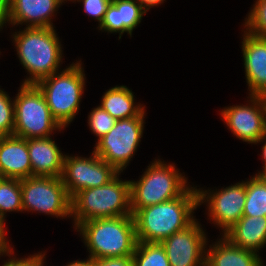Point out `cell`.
I'll list each match as a JSON object with an SVG mask.
<instances>
[{"label":"cell","mask_w":266,"mask_h":266,"mask_svg":"<svg viewBox=\"0 0 266 266\" xmlns=\"http://www.w3.org/2000/svg\"><path fill=\"white\" fill-rule=\"evenodd\" d=\"M199 207L196 187H189L181 196L140 208L134 215L138 242L161 243L172 234L184 230L196 219Z\"/></svg>","instance_id":"1"},{"label":"cell","mask_w":266,"mask_h":266,"mask_svg":"<svg viewBox=\"0 0 266 266\" xmlns=\"http://www.w3.org/2000/svg\"><path fill=\"white\" fill-rule=\"evenodd\" d=\"M14 33L19 61L30 75L21 84H36L58 72L63 50L54 28L25 27Z\"/></svg>","instance_id":"2"},{"label":"cell","mask_w":266,"mask_h":266,"mask_svg":"<svg viewBox=\"0 0 266 266\" xmlns=\"http://www.w3.org/2000/svg\"><path fill=\"white\" fill-rule=\"evenodd\" d=\"M75 230L92 259L132 256L138 242L133 215L88 220Z\"/></svg>","instance_id":"3"},{"label":"cell","mask_w":266,"mask_h":266,"mask_svg":"<svg viewBox=\"0 0 266 266\" xmlns=\"http://www.w3.org/2000/svg\"><path fill=\"white\" fill-rule=\"evenodd\" d=\"M119 175L106 185L83 189L71 198V218L75 228L92 219L133 215L130 180L122 181Z\"/></svg>","instance_id":"4"},{"label":"cell","mask_w":266,"mask_h":266,"mask_svg":"<svg viewBox=\"0 0 266 266\" xmlns=\"http://www.w3.org/2000/svg\"><path fill=\"white\" fill-rule=\"evenodd\" d=\"M80 61L56 72L35 85L42 92L52 116L66 128L79 110L84 93L85 74Z\"/></svg>","instance_id":"5"},{"label":"cell","mask_w":266,"mask_h":266,"mask_svg":"<svg viewBox=\"0 0 266 266\" xmlns=\"http://www.w3.org/2000/svg\"><path fill=\"white\" fill-rule=\"evenodd\" d=\"M174 164L160 159L149 164L137 181H130L131 211L153 206L181 196L190 186ZM188 185V186H187Z\"/></svg>","instance_id":"6"},{"label":"cell","mask_w":266,"mask_h":266,"mask_svg":"<svg viewBox=\"0 0 266 266\" xmlns=\"http://www.w3.org/2000/svg\"><path fill=\"white\" fill-rule=\"evenodd\" d=\"M14 100V136L47 138L64 128L52 116L46 100L35 84H22Z\"/></svg>","instance_id":"7"},{"label":"cell","mask_w":266,"mask_h":266,"mask_svg":"<svg viewBox=\"0 0 266 266\" xmlns=\"http://www.w3.org/2000/svg\"><path fill=\"white\" fill-rule=\"evenodd\" d=\"M144 123V116L117 120L114 127L97 141L93 151L119 173L123 172L138 149Z\"/></svg>","instance_id":"8"},{"label":"cell","mask_w":266,"mask_h":266,"mask_svg":"<svg viewBox=\"0 0 266 266\" xmlns=\"http://www.w3.org/2000/svg\"><path fill=\"white\" fill-rule=\"evenodd\" d=\"M23 211H38L50 216L71 217V198L61 177L31 176L21 179Z\"/></svg>","instance_id":"9"},{"label":"cell","mask_w":266,"mask_h":266,"mask_svg":"<svg viewBox=\"0 0 266 266\" xmlns=\"http://www.w3.org/2000/svg\"><path fill=\"white\" fill-rule=\"evenodd\" d=\"M119 172L92 152L89 158L64 156L61 180L67 194L72 198L83 189L108 184Z\"/></svg>","instance_id":"10"},{"label":"cell","mask_w":266,"mask_h":266,"mask_svg":"<svg viewBox=\"0 0 266 266\" xmlns=\"http://www.w3.org/2000/svg\"><path fill=\"white\" fill-rule=\"evenodd\" d=\"M199 206L207 203L208 217L214 224L222 228L223 234L230 229L242 216L246 201V182L216 189H197Z\"/></svg>","instance_id":"11"},{"label":"cell","mask_w":266,"mask_h":266,"mask_svg":"<svg viewBox=\"0 0 266 266\" xmlns=\"http://www.w3.org/2000/svg\"><path fill=\"white\" fill-rule=\"evenodd\" d=\"M221 117L239 140L256 144L266 134V97L250 95L249 105H232Z\"/></svg>","instance_id":"12"},{"label":"cell","mask_w":266,"mask_h":266,"mask_svg":"<svg viewBox=\"0 0 266 266\" xmlns=\"http://www.w3.org/2000/svg\"><path fill=\"white\" fill-rule=\"evenodd\" d=\"M197 219L161 242L170 266H205L207 239Z\"/></svg>","instance_id":"13"},{"label":"cell","mask_w":266,"mask_h":266,"mask_svg":"<svg viewBox=\"0 0 266 266\" xmlns=\"http://www.w3.org/2000/svg\"><path fill=\"white\" fill-rule=\"evenodd\" d=\"M242 51L249 96L266 97V37L244 31Z\"/></svg>","instance_id":"14"},{"label":"cell","mask_w":266,"mask_h":266,"mask_svg":"<svg viewBox=\"0 0 266 266\" xmlns=\"http://www.w3.org/2000/svg\"><path fill=\"white\" fill-rule=\"evenodd\" d=\"M65 0H10L9 24L54 28L52 16Z\"/></svg>","instance_id":"15"},{"label":"cell","mask_w":266,"mask_h":266,"mask_svg":"<svg viewBox=\"0 0 266 266\" xmlns=\"http://www.w3.org/2000/svg\"><path fill=\"white\" fill-rule=\"evenodd\" d=\"M0 173L5 178L20 180L32 176L27 139L0 137Z\"/></svg>","instance_id":"16"},{"label":"cell","mask_w":266,"mask_h":266,"mask_svg":"<svg viewBox=\"0 0 266 266\" xmlns=\"http://www.w3.org/2000/svg\"><path fill=\"white\" fill-rule=\"evenodd\" d=\"M27 147L32 166V176L61 177L64 156L53 141L47 138H29Z\"/></svg>","instance_id":"17"},{"label":"cell","mask_w":266,"mask_h":266,"mask_svg":"<svg viewBox=\"0 0 266 266\" xmlns=\"http://www.w3.org/2000/svg\"><path fill=\"white\" fill-rule=\"evenodd\" d=\"M146 13L137 0H112L97 28L108 33H119V39L124 32L132 37V31Z\"/></svg>","instance_id":"18"},{"label":"cell","mask_w":266,"mask_h":266,"mask_svg":"<svg viewBox=\"0 0 266 266\" xmlns=\"http://www.w3.org/2000/svg\"><path fill=\"white\" fill-rule=\"evenodd\" d=\"M206 248L205 266H264L258 253L239 248L222 236Z\"/></svg>","instance_id":"19"},{"label":"cell","mask_w":266,"mask_h":266,"mask_svg":"<svg viewBox=\"0 0 266 266\" xmlns=\"http://www.w3.org/2000/svg\"><path fill=\"white\" fill-rule=\"evenodd\" d=\"M223 236L239 248L259 253L266 246V217L242 216Z\"/></svg>","instance_id":"20"},{"label":"cell","mask_w":266,"mask_h":266,"mask_svg":"<svg viewBox=\"0 0 266 266\" xmlns=\"http://www.w3.org/2000/svg\"><path fill=\"white\" fill-rule=\"evenodd\" d=\"M132 90L124 85L115 86L102 95L100 106L116 120L145 116V107L136 104Z\"/></svg>","instance_id":"21"},{"label":"cell","mask_w":266,"mask_h":266,"mask_svg":"<svg viewBox=\"0 0 266 266\" xmlns=\"http://www.w3.org/2000/svg\"><path fill=\"white\" fill-rule=\"evenodd\" d=\"M243 216L266 217V176L255 175L246 181Z\"/></svg>","instance_id":"22"},{"label":"cell","mask_w":266,"mask_h":266,"mask_svg":"<svg viewBox=\"0 0 266 266\" xmlns=\"http://www.w3.org/2000/svg\"><path fill=\"white\" fill-rule=\"evenodd\" d=\"M132 259L134 266H170L161 243L137 242Z\"/></svg>","instance_id":"23"},{"label":"cell","mask_w":266,"mask_h":266,"mask_svg":"<svg viewBox=\"0 0 266 266\" xmlns=\"http://www.w3.org/2000/svg\"><path fill=\"white\" fill-rule=\"evenodd\" d=\"M23 211L21 180L5 178L0 183V216L5 220L6 212Z\"/></svg>","instance_id":"24"},{"label":"cell","mask_w":266,"mask_h":266,"mask_svg":"<svg viewBox=\"0 0 266 266\" xmlns=\"http://www.w3.org/2000/svg\"><path fill=\"white\" fill-rule=\"evenodd\" d=\"M246 33L256 37H266V0H256L246 17Z\"/></svg>","instance_id":"25"},{"label":"cell","mask_w":266,"mask_h":266,"mask_svg":"<svg viewBox=\"0 0 266 266\" xmlns=\"http://www.w3.org/2000/svg\"><path fill=\"white\" fill-rule=\"evenodd\" d=\"M116 121L100 105L94 108L88 115V125L93 134L98 137V140L114 127Z\"/></svg>","instance_id":"26"},{"label":"cell","mask_w":266,"mask_h":266,"mask_svg":"<svg viewBox=\"0 0 266 266\" xmlns=\"http://www.w3.org/2000/svg\"><path fill=\"white\" fill-rule=\"evenodd\" d=\"M14 135V100L0 88V137Z\"/></svg>","instance_id":"27"},{"label":"cell","mask_w":266,"mask_h":266,"mask_svg":"<svg viewBox=\"0 0 266 266\" xmlns=\"http://www.w3.org/2000/svg\"><path fill=\"white\" fill-rule=\"evenodd\" d=\"M76 0H73V2ZM83 3V9L87 15L93 17L101 24L104 15L107 11L108 6L111 4L112 0H77Z\"/></svg>","instance_id":"28"},{"label":"cell","mask_w":266,"mask_h":266,"mask_svg":"<svg viewBox=\"0 0 266 266\" xmlns=\"http://www.w3.org/2000/svg\"><path fill=\"white\" fill-rule=\"evenodd\" d=\"M93 266H134L132 256L93 259Z\"/></svg>","instance_id":"29"},{"label":"cell","mask_w":266,"mask_h":266,"mask_svg":"<svg viewBox=\"0 0 266 266\" xmlns=\"http://www.w3.org/2000/svg\"><path fill=\"white\" fill-rule=\"evenodd\" d=\"M5 220L0 216V257L7 255L11 257L14 254V251L9 246V241L5 237ZM9 254V255H8Z\"/></svg>","instance_id":"30"},{"label":"cell","mask_w":266,"mask_h":266,"mask_svg":"<svg viewBox=\"0 0 266 266\" xmlns=\"http://www.w3.org/2000/svg\"><path fill=\"white\" fill-rule=\"evenodd\" d=\"M2 266H37V254L29 255L26 258L13 257L4 262Z\"/></svg>","instance_id":"31"},{"label":"cell","mask_w":266,"mask_h":266,"mask_svg":"<svg viewBox=\"0 0 266 266\" xmlns=\"http://www.w3.org/2000/svg\"><path fill=\"white\" fill-rule=\"evenodd\" d=\"M10 0H0V29L9 23Z\"/></svg>","instance_id":"32"},{"label":"cell","mask_w":266,"mask_h":266,"mask_svg":"<svg viewBox=\"0 0 266 266\" xmlns=\"http://www.w3.org/2000/svg\"><path fill=\"white\" fill-rule=\"evenodd\" d=\"M264 141H265V143H264ZM259 142H263L264 143V145L262 146V160L264 161V166H263V169H262V171H260V172H258V173H256L255 175H258V176H266V134L260 139V140H258L257 141V144L259 143Z\"/></svg>","instance_id":"33"},{"label":"cell","mask_w":266,"mask_h":266,"mask_svg":"<svg viewBox=\"0 0 266 266\" xmlns=\"http://www.w3.org/2000/svg\"><path fill=\"white\" fill-rule=\"evenodd\" d=\"M143 9L147 12L150 8L158 6L163 3L165 0H137Z\"/></svg>","instance_id":"34"},{"label":"cell","mask_w":266,"mask_h":266,"mask_svg":"<svg viewBox=\"0 0 266 266\" xmlns=\"http://www.w3.org/2000/svg\"><path fill=\"white\" fill-rule=\"evenodd\" d=\"M66 266H93V259L87 258L86 260H76L67 264Z\"/></svg>","instance_id":"35"},{"label":"cell","mask_w":266,"mask_h":266,"mask_svg":"<svg viewBox=\"0 0 266 266\" xmlns=\"http://www.w3.org/2000/svg\"><path fill=\"white\" fill-rule=\"evenodd\" d=\"M45 253L43 252V254L40 252V253H37V266H44V258H45Z\"/></svg>","instance_id":"36"},{"label":"cell","mask_w":266,"mask_h":266,"mask_svg":"<svg viewBox=\"0 0 266 266\" xmlns=\"http://www.w3.org/2000/svg\"><path fill=\"white\" fill-rule=\"evenodd\" d=\"M5 179V177L0 173V183Z\"/></svg>","instance_id":"37"}]
</instances>
